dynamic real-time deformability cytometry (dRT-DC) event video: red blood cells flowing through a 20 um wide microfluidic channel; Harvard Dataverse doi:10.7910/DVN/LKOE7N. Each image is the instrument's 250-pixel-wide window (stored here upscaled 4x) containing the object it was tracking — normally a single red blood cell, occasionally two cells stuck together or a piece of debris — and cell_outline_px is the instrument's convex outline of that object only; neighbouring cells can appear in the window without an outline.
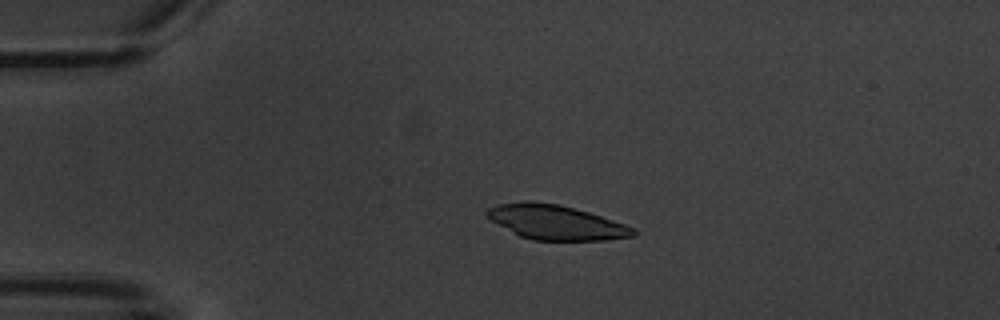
{"species": "common noctule bat (a hibernating species)", "species_latin": "Nyctalus noctula", "temperature_condition": "warm", "stored_images_in_passage": 3, "camera_frame_rate_fps": 3000, "um_per_image_px": 0.085, "animal": {"sex": "male", "body_mass_g": 20.1, "forearm_length_mm": 53.5}, "frame": {"image": 1, "passage_image": 3, "time_ms": 3.333, "image_size_px": [1000, 320], "cell_outline_px": [[636, 236], [604, 240], [532, 240], [520, 236], [512, 232], [492, 220], [484, 212], [488, 208], [496, 204], [528, 200], [532, 200], [560, 204], [588, 212], [636, 228]], "centroid_in_image_um": [47.24, 18.88], "position_along_channel_um": 37.8, "area_um2": 29.48}}